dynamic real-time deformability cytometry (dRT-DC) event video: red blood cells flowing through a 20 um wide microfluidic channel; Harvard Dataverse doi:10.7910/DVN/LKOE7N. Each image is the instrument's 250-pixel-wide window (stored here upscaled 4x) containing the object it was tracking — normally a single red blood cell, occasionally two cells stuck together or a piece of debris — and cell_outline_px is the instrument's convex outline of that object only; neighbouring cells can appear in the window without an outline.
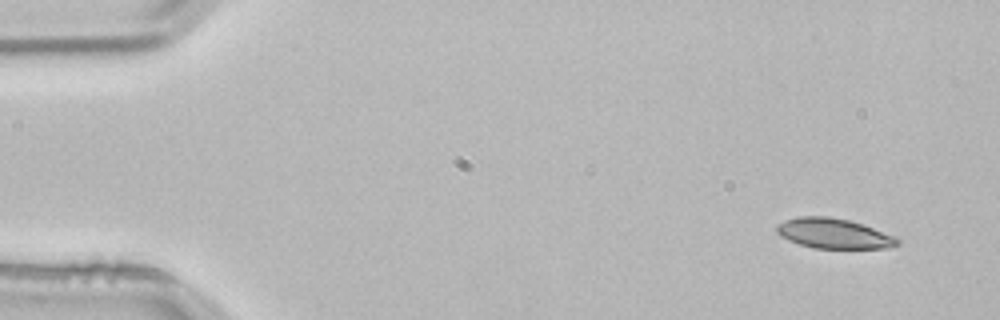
{"species": "common noctule bat (a hibernating species)", "species_latin": "Nyctalus noctula", "temperature_condition": "room temperature", "stored_images_in_passage": 4, "camera_frame_rate_fps": 3000, "um_per_image_px": 0.085, "animal": {"sex": "male", "body_mass_g": 21.5, "forearm_length_mm": 52.0}, "frame": {"image": 1, "passage_image": 1, "time_ms": 0.0, "image_size_px": [1000, 320], "cell_outline_px": [[900, 244], [888, 248], [816, 248], [800, 244], [788, 240], [780, 236], [776, 232], [776, 224], [784, 220], [796, 216], [828, 216], [848, 220], [872, 228], [892, 236], [900, 240]], "centroid_in_image_um": [70.8, 19.84], "position_along_channel_um": 14.2, "area_um2": 20.98}}
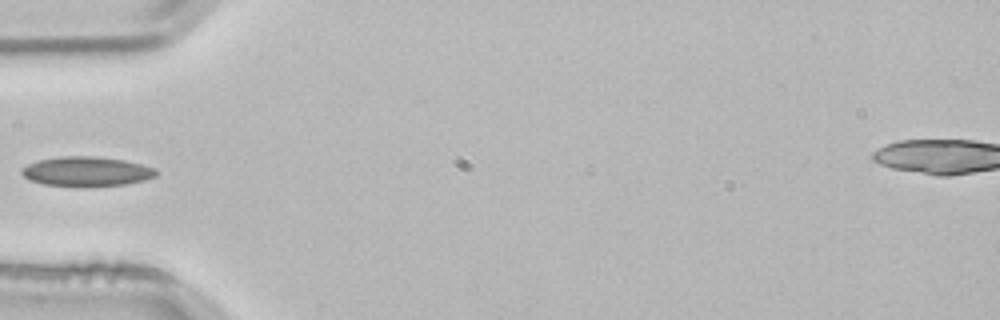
{"frame": {"image": 2, "passage_image": 3, "time_ms": 0.667, "image_size_px": [1000, 320], "cell_outline_px": [[156, 176], [144, 180], [124, 184], [88, 188], [76, 188], [44, 184], [28, 180], [20, 172], [20, 168], [28, 164], [40, 160], [60, 156], [92, 156], [124, 160], [156, 168]], "centroid_in_image_um": [7.31, 14.6], "position_along_channel_um": 77.7, "area_um2": 23.64}}